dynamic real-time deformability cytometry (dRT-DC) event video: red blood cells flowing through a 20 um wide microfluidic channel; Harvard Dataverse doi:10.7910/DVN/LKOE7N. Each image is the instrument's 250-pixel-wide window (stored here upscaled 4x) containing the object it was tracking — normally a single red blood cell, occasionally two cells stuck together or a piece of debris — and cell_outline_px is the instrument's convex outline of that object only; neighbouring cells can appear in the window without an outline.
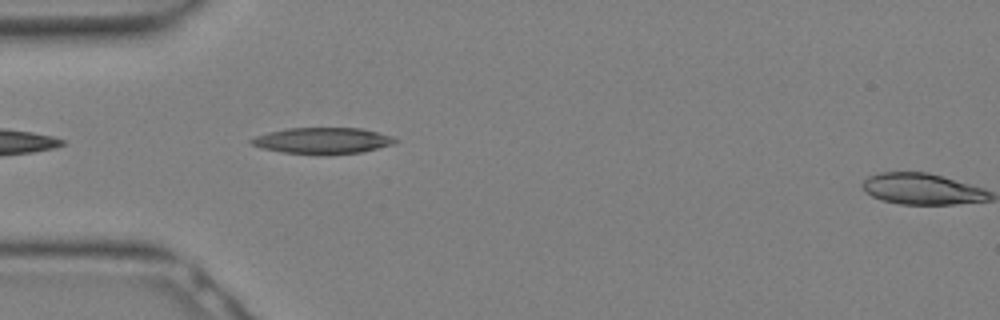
{"species": "Egyptian fruit bat (a non-hibernating species)", "species_latin": "Rousettus aegyptiacus", "temperature_condition": "warm", "stored_images_in_passage": 3, "camera_frame_rate_fps": 3000, "um_per_image_px": 0.085, "animal": {"sex": "female"}, "frame": {"image": 1, "passage_image": 2, "time_ms": 0.333, "image_size_px": [1000, 320], "cell_outline_px": [[400, 140], [392, 144], [364, 152], [280, 152], [264, 148], [252, 144], [248, 140], [256, 136], [268, 132], [288, 128], [360, 128], [392, 136]], "centroid_in_image_um": [27.43, 11.91], "position_along_channel_um": 57.6, "area_um2": 21.04}}